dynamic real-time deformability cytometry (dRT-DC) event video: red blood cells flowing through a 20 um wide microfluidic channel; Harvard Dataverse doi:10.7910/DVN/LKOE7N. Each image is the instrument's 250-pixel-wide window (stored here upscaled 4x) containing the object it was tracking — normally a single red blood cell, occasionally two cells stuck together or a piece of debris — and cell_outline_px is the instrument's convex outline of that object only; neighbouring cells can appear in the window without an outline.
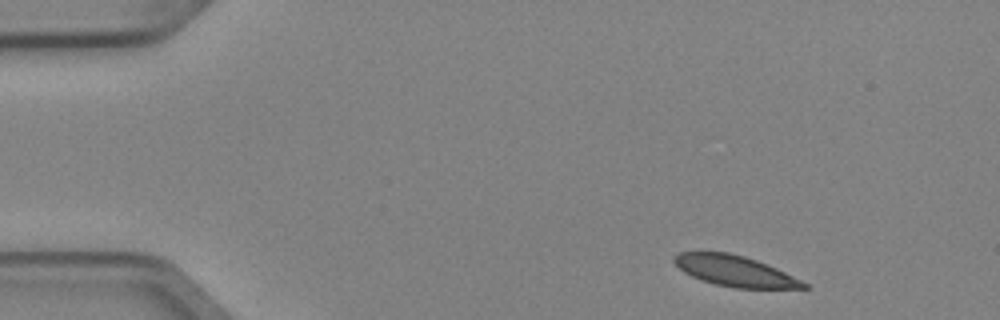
{"species": "Egyptian fruit bat (a non-hibernating species)", "species_latin": "Rousettus aegyptiacus", "temperature_condition": "cold", "stored_images_in_passage": 3, "camera_frame_rate_fps": 3000, "um_per_image_px": 0.085, "animal": {"sex": "female"}, "frame": {"image": 1, "passage_image": 1, "time_ms": 0.0, "image_size_px": [1000, 320], "cell_outline_px": [[812, 288], [736, 288], [716, 284], [692, 276], [684, 272], [672, 260], [680, 252], [728, 252], [744, 256], [756, 260], [776, 268], [808, 284]], "centroid_in_image_um": [62.48, 23.03], "position_along_channel_um": 22.5, "area_um2": 22.77}}